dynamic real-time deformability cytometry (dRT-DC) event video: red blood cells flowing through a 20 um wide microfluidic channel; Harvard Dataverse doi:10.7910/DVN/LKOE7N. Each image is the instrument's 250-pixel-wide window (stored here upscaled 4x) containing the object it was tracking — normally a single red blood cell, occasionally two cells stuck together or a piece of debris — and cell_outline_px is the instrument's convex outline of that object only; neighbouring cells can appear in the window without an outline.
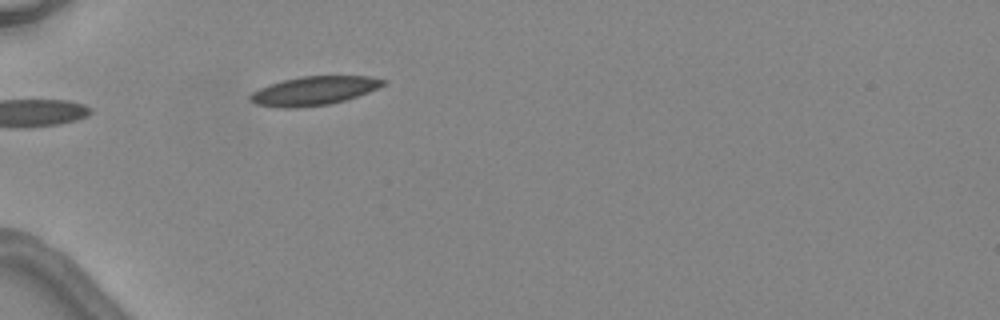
{"species": "common noctule bat (a hibernating species)", "species_latin": "Nyctalus noctula", "temperature_condition": "warm", "stored_images_in_passage": 4, "camera_frame_rate_fps": 3000, "um_per_image_px": 0.085, "animal": {"sex": "female", "body_mass_g": 24.6, "forearm_length_mm": 56.2}, "frame": {"image": 1, "passage_image": 4, "time_ms": 3.667, "image_size_px": [1000, 320], "cell_outline_px": [[388, 80], [384, 84], [368, 92], [344, 100], [328, 104], [296, 108], [280, 108], [256, 104], [248, 100], [248, 96], [252, 92], [268, 84], [300, 76], [368, 76]], "centroid_in_image_um": [26.63, 7.71], "position_along_channel_um": 58.4, "area_um2": 22.25}}